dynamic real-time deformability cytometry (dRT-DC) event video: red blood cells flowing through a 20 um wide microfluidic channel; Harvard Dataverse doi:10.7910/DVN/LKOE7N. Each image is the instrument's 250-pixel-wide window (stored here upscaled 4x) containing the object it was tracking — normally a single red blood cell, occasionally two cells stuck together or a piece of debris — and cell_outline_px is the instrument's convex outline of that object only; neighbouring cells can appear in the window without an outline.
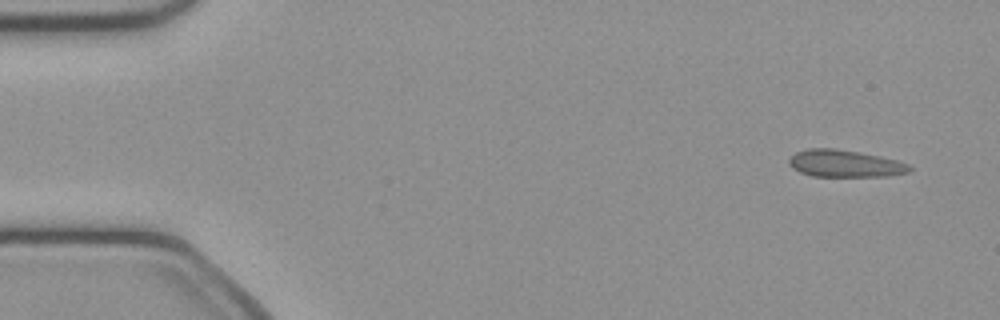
{"species": "common noctule bat (a hibernating species)", "species_latin": "Nyctalus noctula", "temperature_condition": "cold", "stored_images_in_passage": 47, "camera_frame_rate_fps": 3000, "um_per_image_px": 0.085, "animal": {"sex": "female", "body_mass_g": 21.9}, "frame": {"image": 1, "passage_image": 1, "time_ms": 0.0, "image_size_px": [1000, 320], "cell_outline_px": [[912, 168], [908, 172], [888, 176], [812, 176], [800, 172], [792, 168], [788, 164], [788, 160], [796, 152], [808, 148], [832, 148], [880, 156], [896, 160], [908, 164]], "centroid_in_image_um": [71.78, 13.9], "position_along_channel_um": 13.2, "area_um2": 18.9}}
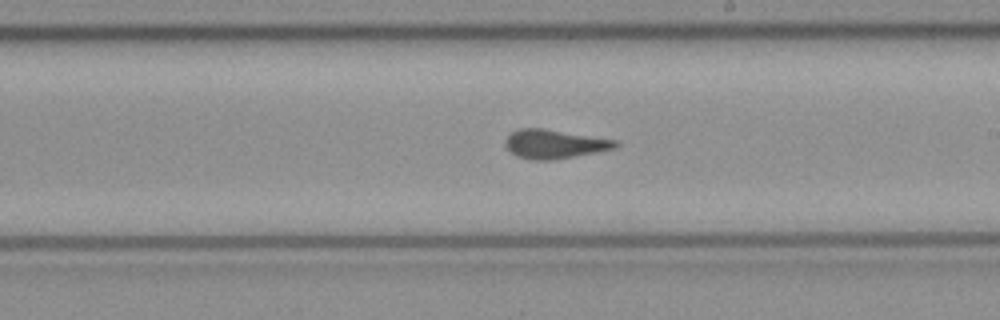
{"frame": {"image": 2, "passage_image": 26, "time_ms": 8.333, "image_size_px": [1000, 320], "cell_outline_px": [[620, 144], [616, 148], [596, 152], [552, 160], [532, 160], [516, 156], [504, 144], [504, 140], [512, 132], [520, 128], [544, 128], [620, 140]], "centroid_in_image_um": [47.17, 12.23], "position_along_channel_um": 241.8, "area_um2": 18.73}}
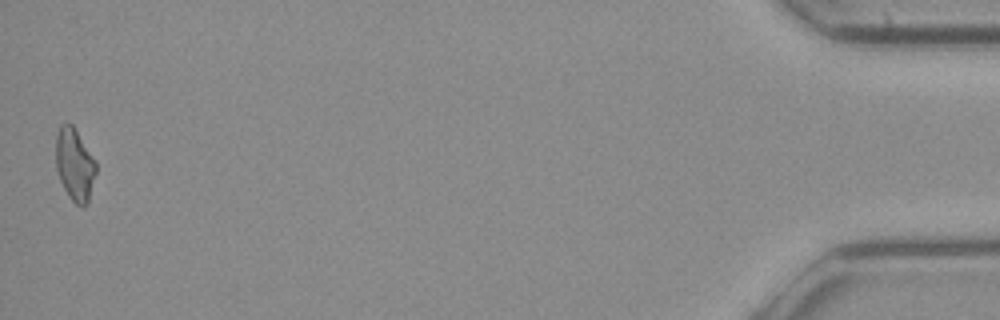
{"frame": {"image": 3, "passage_image": 47, "time_ms": 15.333, "image_size_px": [1000, 320], "cell_outline_px": [[96, 172], [88, 204], [84, 208], [76, 204], [68, 196], [60, 180], [56, 168], [56, 136], [60, 124], [72, 124], [96, 160]], "centroid_in_image_um": [6.36, 14.01], "position_along_channel_um": 428.8, "area_um2": 17.05}}